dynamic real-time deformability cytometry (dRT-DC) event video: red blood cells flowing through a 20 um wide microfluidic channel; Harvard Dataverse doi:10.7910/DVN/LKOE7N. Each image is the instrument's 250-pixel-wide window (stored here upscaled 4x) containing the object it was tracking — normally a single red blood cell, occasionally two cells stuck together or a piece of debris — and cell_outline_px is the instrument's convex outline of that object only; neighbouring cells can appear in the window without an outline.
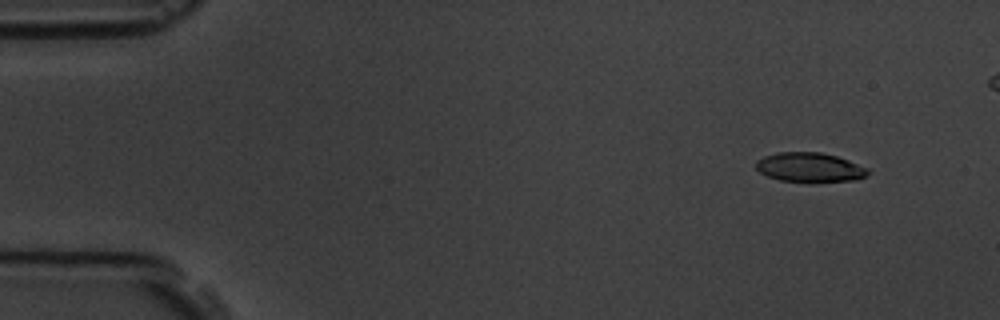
{"species": "common noctule bat (a hibernating species)", "species_latin": "Nyctalus noctula", "temperature_condition": "room temperature", "stored_images_in_passage": 9, "camera_frame_rate_fps": 3000, "um_per_image_px": 0.085, "animal": {"sex": "male", "body_mass_g": 19.5, "forearm_length_mm": 54.6}, "frame": {"image": 1, "passage_image": 2, "time_ms": 1.333, "image_size_px": [1000, 320], "cell_outline_px": [[872, 172], [856, 180], [808, 184], [780, 180], [768, 176], [760, 172], [756, 168], [756, 160], [764, 156], [776, 152], [820, 152], [836, 156], [848, 160], [868, 168]], "centroid_in_image_um": [68.84, 14.25], "position_along_channel_um": 16.2, "area_um2": 19.77}}
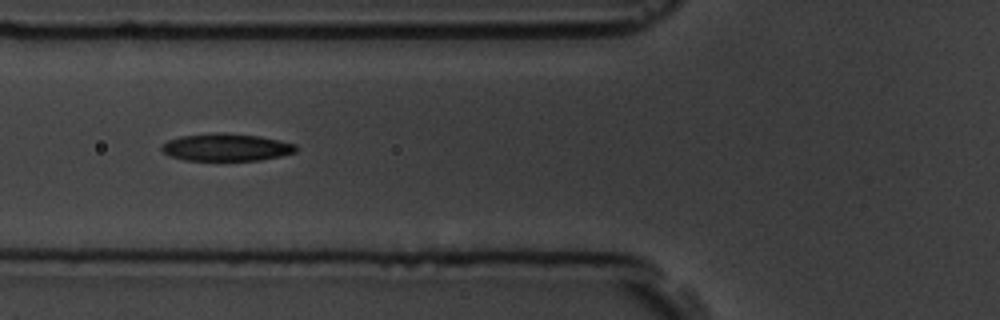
{"frame": {"image": 2, "passage_image": 6, "time_ms": 6.667, "image_size_px": [1000, 320], "cell_outline_px": [[296, 152], [280, 156], [260, 160], [184, 160], [172, 156], [164, 152], [160, 148], [168, 140], [180, 136], [224, 132], [260, 136], [280, 140], [296, 144]], "centroid_in_image_um": [19.26, 12.51], "position_along_channel_um": 106.5, "area_um2": 21.33}}
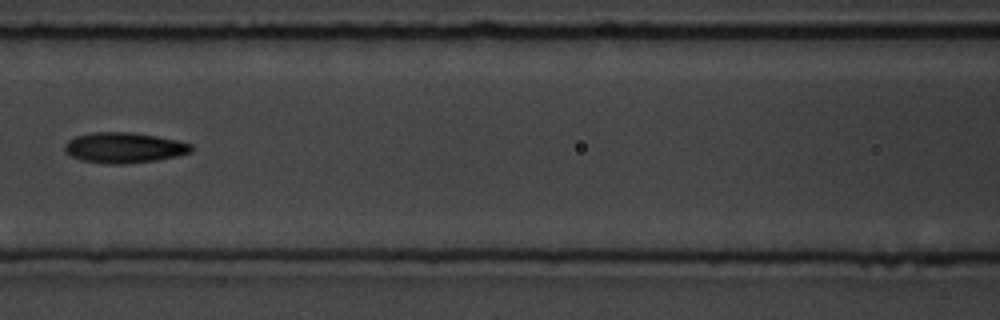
{"frame": {"image": 3, "passage_image": 7, "time_ms": 8.0, "image_size_px": [1000, 320], "cell_outline_px": [[192, 152], [176, 156], [156, 160], [124, 164], [108, 164], [80, 160], [72, 156], [64, 148], [64, 144], [68, 140], [76, 136], [92, 132], [128, 132], [156, 136], [176, 140], [192, 144]], "centroid_in_image_um": [10.54, 12.55], "position_along_channel_um": 156.1, "area_um2": 22.37}}